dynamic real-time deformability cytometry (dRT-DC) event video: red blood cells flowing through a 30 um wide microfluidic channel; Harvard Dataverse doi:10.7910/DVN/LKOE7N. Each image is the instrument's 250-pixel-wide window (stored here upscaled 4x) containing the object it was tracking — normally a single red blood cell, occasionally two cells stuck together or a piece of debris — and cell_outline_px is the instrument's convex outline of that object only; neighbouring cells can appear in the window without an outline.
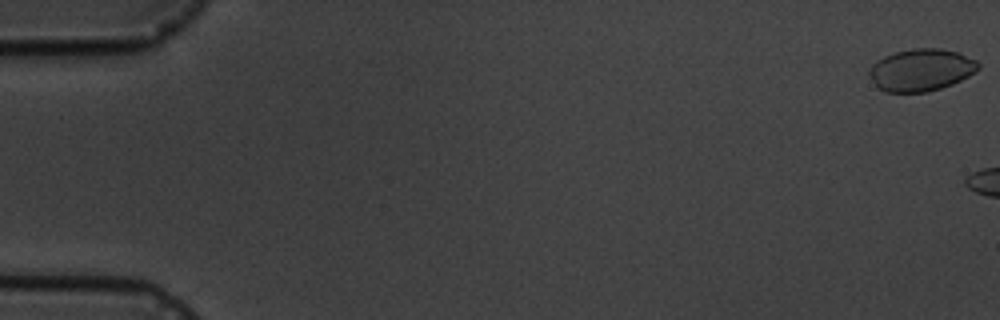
{"species": "common noctule bat (a hibernating species)", "species_latin": "Nyctalus noctula", "temperature_condition": "cold", "stored_images_in_passage": 3, "camera_frame_rate_fps": 3000, "um_per_image_px": 0.085, "animal": {"sex": "male", "body_mass_g": 19.5, "forearm_length_mm": 54.6}, "frame": {"image": 1, "passage_image": 1, "time_ms": 0.0, "image_size_px": [1000, 320], "cell_outline_px": [[980, 68], [976, 72], [952, 84], [940, 88], [924, 92], [884, 92], [876, 88], [868, 76], [868, 68], [876, 60], [884, 56], [896, 52], [912, 48], [940, 48], [956, 52], [976, 60], [980, 64]], "centroid_in_image_um": [78.24, 5.95], "position_along_channel_um": 6.8, "area_um2": 27.05}}